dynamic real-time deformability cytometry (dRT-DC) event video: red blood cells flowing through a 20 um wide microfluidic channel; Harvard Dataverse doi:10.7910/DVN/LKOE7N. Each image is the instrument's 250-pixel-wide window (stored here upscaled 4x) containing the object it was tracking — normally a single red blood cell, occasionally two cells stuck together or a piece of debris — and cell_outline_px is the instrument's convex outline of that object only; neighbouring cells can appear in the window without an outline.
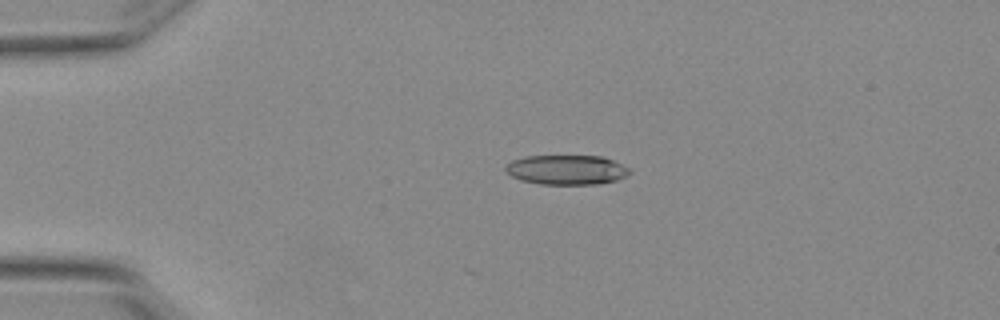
{"species": "Egyptian fruit bat (a non-hibernating species)", "species_latin": "Rousettus aegyptiacus", "temperature_condition": "warm", "stored_images_in_passage": 5, "camera_frame_rate_fps": 3000, "um_per_image_px": 0.085, "animal": {"sex": "female"}, "frame": {"image": 1, "passage_image": 4, "time_ms": 1.0, "image_size_px": [1000, 320], "cell_outline_px": [[632, 172], [628, 176], [616, 180], [596, 184], [540, 184], [520, 180], [504, 172], [504, 168], [512, 160], [524, 156], [600, 156], [612, 160], [628, 168]], "centroid_in_image_um": [48.13, 14.43], "position_along_channel_um": 36.9, "area_um2": 21.44}}